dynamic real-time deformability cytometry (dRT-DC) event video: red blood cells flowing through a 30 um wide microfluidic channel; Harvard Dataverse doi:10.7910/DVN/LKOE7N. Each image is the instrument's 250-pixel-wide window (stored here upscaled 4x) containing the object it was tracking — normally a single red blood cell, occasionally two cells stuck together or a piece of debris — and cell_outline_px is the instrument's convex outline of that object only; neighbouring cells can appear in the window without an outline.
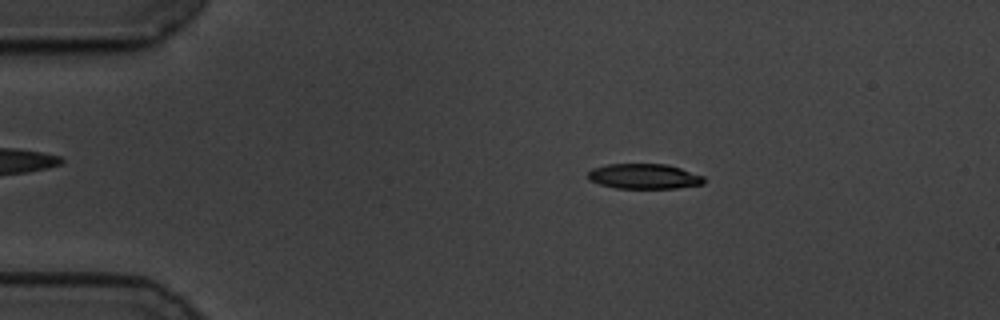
{"species": "common noctule bat (a hibernating species)", "species_latin": "Nyctalus noctula", "temperature_condition": "cold", "stored_images_in_passage": 57, "camera_frame_rate_fps": 3000, "um_per_image_px": 0.085, "animal": {"sex": "male", "body_mass_g": 19.5, "forearm_length_mm": 54.6}, "frame": {"image": 1, "passage_image": 10, "time_ms": 3.0, "image_size_px": [1000, 320], "cell_outline_px": [[704, 184], [676, 188], [616, 188], [600, 184], [588, 180], [588, 172], [592, 168], [608, 164], [668, 164], [704, 176]], "centroid_in_image_um": [54.74, 14.99], "position_along_channel_um": 30.3, "area_um2": 16.99}}
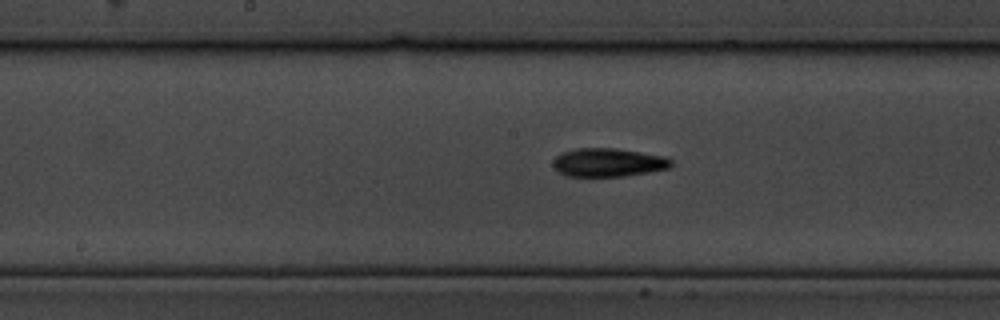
{"frame": {"image": 2, "passage_image": 29, "time_ms": 9.333, "image_size_px": [1000, 320], "cell_outline_px": [[672, 164], [668, 168], [648, 172], [624, 176], [568, 176], [560, 172], [552, 164], [552, 160], [556, 156], [564, 152], [576, 148], [616, 148], [664, 156], [672, 160]], "centroid_in_image_um": [51.69, 13.8], "position_along_channel_um": 196.5, "area_um2": 19.42}}
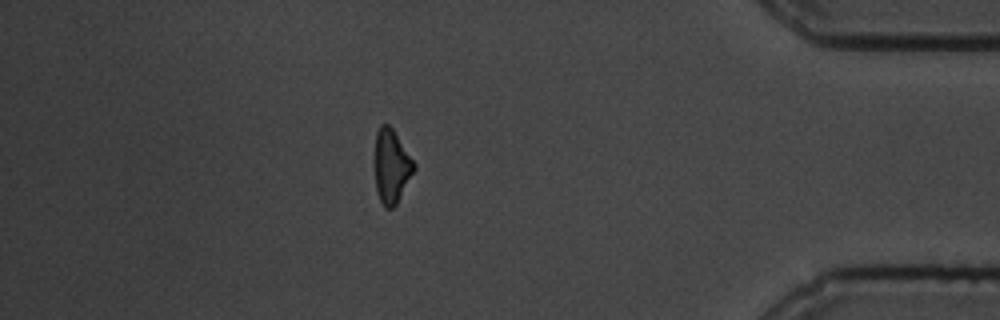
{"frame": {"image": 3, "passage_image": 50, "time_ms": 16.333, "image_size_px": [1000, 320], "cell_outline_px": [[416, 168], [396, 204], [392, 208], [384, 208], [376, 192], [372, 160], [376, 132], [380, 124], [388, 124], [392, 128], [416, 164]], "centroid_in_image_um": [33.21, 14.12], "position_along_channel_um": 402.0, "area_um2": 17.46}, "authors_computed_cell_mechanics": {"area_um2": 18.2648, "velocity_mm_per_s": 3.4766, "shape_relaxation_time_tau1_ms": 5.3032, "shape_relaxation_time_tau2_ms": 5.5663, "deformation_change_tau1": 0.1659, "deformation_change_tau2": 0.1308}}